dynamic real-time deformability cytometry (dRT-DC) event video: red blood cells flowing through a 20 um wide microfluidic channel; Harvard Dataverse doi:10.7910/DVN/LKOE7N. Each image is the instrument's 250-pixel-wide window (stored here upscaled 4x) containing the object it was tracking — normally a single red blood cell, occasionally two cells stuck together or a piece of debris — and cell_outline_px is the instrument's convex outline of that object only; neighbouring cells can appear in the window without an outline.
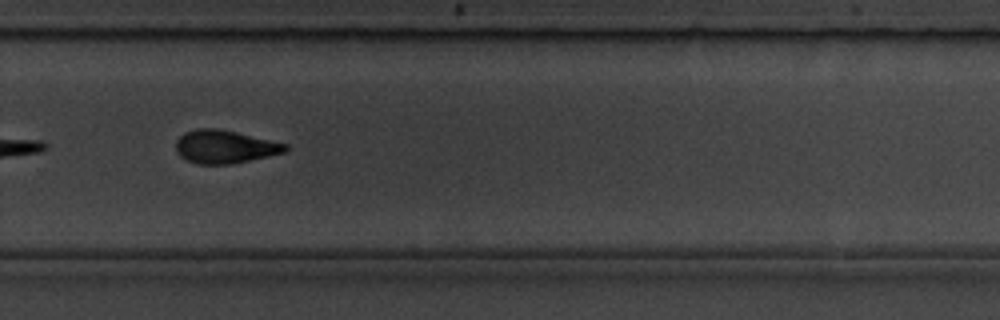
{"species": "common noctule bat (a hibernating species)", "species_latin": "Nyctalus noctula", "temperature_condition": "room temperature", "stored_images_in_passage": 13, "camera_frame_rate_fps": 3000, "um_per_image_px": 0.085, "animal": {"sex": "male", "body_mass_g": 19.5, "forearm_length_mm": 54.6}, "frame": {"image": 1, "passage_image": 8, "time_ms": 8.333, "image_size_px": [1000, 320], "cell_outline_px": [[288, 148], [284, 152], [268, 156], [232, 164], [200, 164], [188, 160], [180, 156], [176, 152], [176, 140], [184, 132], [196, 128], [216, 128], [236, 132], [288, 144]], "centroid_in_image_um": [19.08, 12.46], "position_along_channel_um": 310.7, "area_um2": 21.04}}
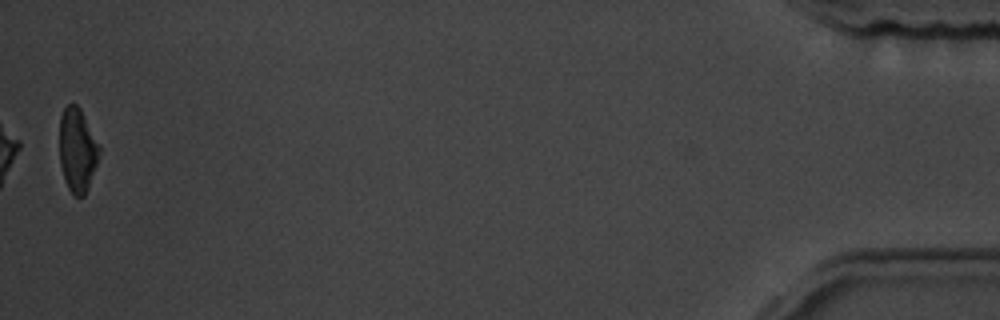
{"frame": {"image": 2, "passage_image": 13, "time_ms": 14.0, "image_size_px": [1000, 320], "cell_outline_px": [[100, 152], [88, 188], [84, 196], [76, 196], [68, 188], [60, 164], [60, 116], [64, 108], [68, 104], [76, 104], [80, 108], [100, 144]], "centroid_in_image_um": [6.58, 12.72], "position_along_channel_um": 428.6, "area_um2": 19.31}, "authors_computed_cell_mechanics": {"area_um2": 16.2996, "velocity_mm_per_s": 3.7328, "shape_relaxation_time_tau1_ms": null, "shape_relaxation_time_tau2_ms": 2.4256, "deformation_change_tau1": null, "deformation_change_tau2": 0.1008}}